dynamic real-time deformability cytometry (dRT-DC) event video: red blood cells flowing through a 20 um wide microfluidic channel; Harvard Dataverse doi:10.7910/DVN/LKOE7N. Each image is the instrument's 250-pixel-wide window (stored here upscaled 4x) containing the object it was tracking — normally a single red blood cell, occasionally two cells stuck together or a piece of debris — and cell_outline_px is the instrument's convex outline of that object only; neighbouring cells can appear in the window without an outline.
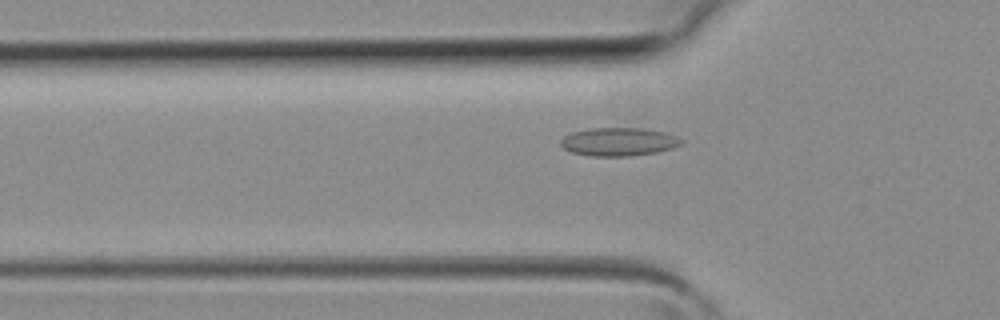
{"species": "common noctule bat (a hibernating species)", "species_latin": "Nyctalus noctula", "temperature_condition": "room temperature", "stored_images_in_passage": 4, "camera_frame_rate_fps": 3000, "um_per_image_px": 0.085, "animal": {"sex": "female", "body_mass_g": 19.3, "forearm_length_mm": 54.1}, "frame": {"image": 1, "passage_image": 4, "time_ms": 1.0, "image_size_px": [1000, 320], "cell_outline_px": [[684, 140], [680, 144], [672, 148], [656, 152], [628, 156], [592, 156], [572, 152], [564, 148], [560, 144], [560, 140], [564, 136], [572, 132], [592, 128], [644, 128], [664, 132], [676, 136]], "centroid_in_image_um": [52.58, 12.04], "position_along_channel_um": 73.2, "area_um2": 19.77}}